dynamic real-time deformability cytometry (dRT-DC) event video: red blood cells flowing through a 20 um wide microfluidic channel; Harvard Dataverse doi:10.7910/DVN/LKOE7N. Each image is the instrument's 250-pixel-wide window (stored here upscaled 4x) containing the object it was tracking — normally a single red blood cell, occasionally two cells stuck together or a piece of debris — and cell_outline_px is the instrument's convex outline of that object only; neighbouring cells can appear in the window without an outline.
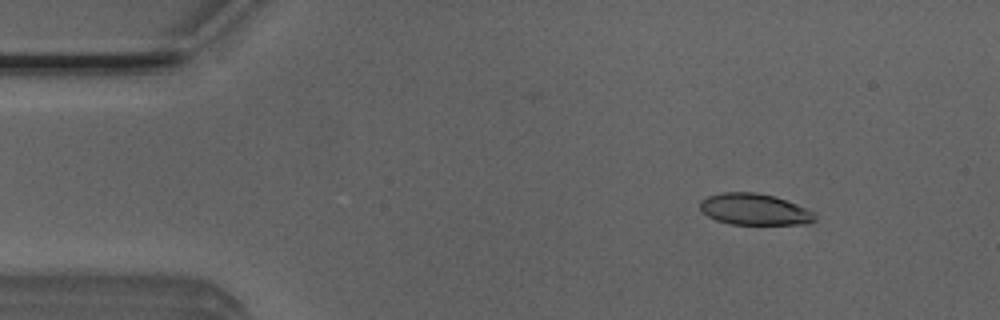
{"species": "Egyptian fruit bat (a non-hibernating species)", "species_latin": "Rousettus aegyptiacus", "temperature_condition": "room temperature", "stored_images_in_passage": 4, "camera_frame_rate_fps": 3000, "um_per_image_px": 0.085, "animal": {"sex": "male"}, "frame": {"image": 1, "passage_image": 2, "time_ms": 0.333, "image_size_px": [1000, 320], "cell_outline_px": [[816, 220], [808, 224], [732, 224], [716, 220], [700, 212], [700, 200], [708, 196], [724, 192], [756, 192], [776, 196], [796, 204], [812, 212], [816, 216]], "centroid_in_image_um": [64.1, 17.79], "position_along_channel_um": 20.9, "area_um2": 21.04}}